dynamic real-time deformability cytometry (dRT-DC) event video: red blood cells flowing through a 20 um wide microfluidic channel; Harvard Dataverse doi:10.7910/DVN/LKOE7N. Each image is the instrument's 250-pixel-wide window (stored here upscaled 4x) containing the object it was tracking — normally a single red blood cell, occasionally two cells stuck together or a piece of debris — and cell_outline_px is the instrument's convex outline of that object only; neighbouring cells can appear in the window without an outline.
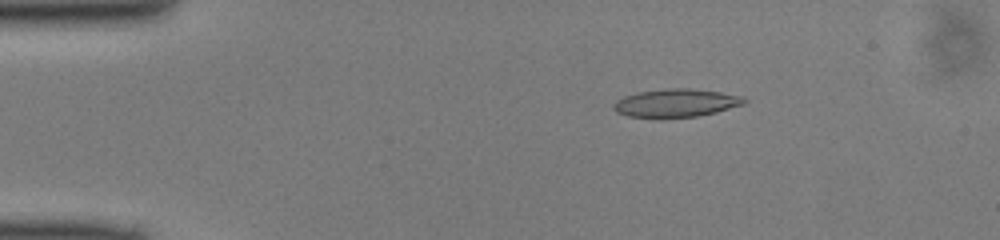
{"species": "common noctule bat (a hibernating species)", "species_latin": "Nyctalus noctula", "temperature_condition": "cold", "stored_images_in_passage": 48, "camera_frame_rate_fps": 3000, "um_per_image_px": 0.085, "animal": {"sex": "male", "body_mass_g": 13.0, "forearm_length_mm": 53.1}, "frame": {"image": 1, "passage_image": 8, "time_ms": 2.333, "image_size_px": [1000, 240], "cell_outline_px": [[748, 100], [744, 104], [716, 112], [700, 116], [664, 120], [660, 120], [628, 116], [616, 112], [612, 108], [612, 104], [616, 100], [624, 96], [636, 92], [668, 88], [692, 88], [720, 92], [744, 96]], "centroid_in_image_um": [57.42, 8.78], "position_along_channel_um": 27.6, "area_um2": 22.31}}
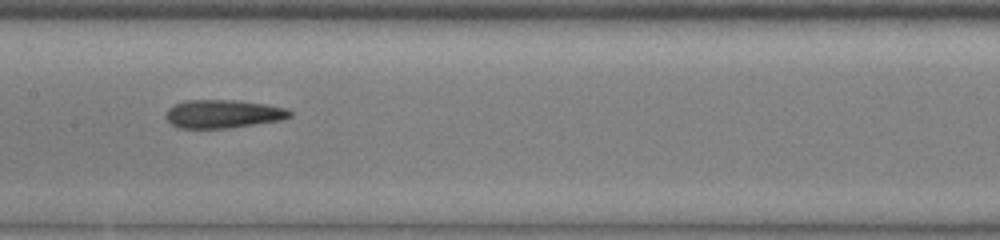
{"frame": {"image": 2, "passage_image": 24, "time_ms": 7.667, "image_size_px": [1000, 240], "cell_outline_px": [[292, 116], [280, 120], [228, 128], [180, 128], [172, 124], [164, 116], [168, 108], [184, 100], [240, 100], [268, 104], [288, 108], [292, 112]], "centroid_in_image_um": [18.98, 9.67], "position_along_channel_um": 188.4, "area_um2": 20.58}}
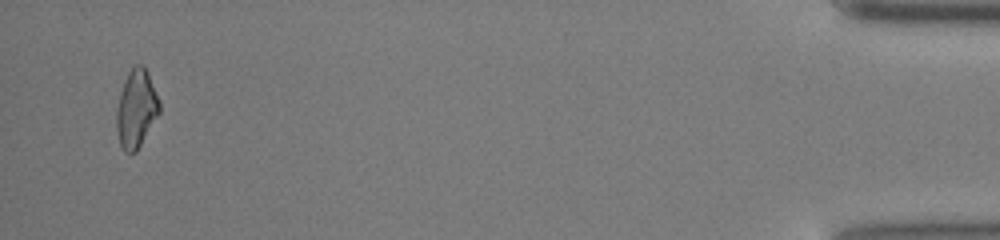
{"frame": {"image": 3, "passage_image": 47, "time_ms": 15.333, "image_size_px": [1000, 240], "cell_outline_px": [[160, 112], [136, 152], [124, 152], [120, 144], [116, 128], [116, 108], [120, 92], [124, 80], [128, 72], [136, 64], [144, 64], [160, 104]], "centroid_in_image_um": [11.56, 9.24], "position_along_channel_um": 423.6, "area_um2": 19.36}}